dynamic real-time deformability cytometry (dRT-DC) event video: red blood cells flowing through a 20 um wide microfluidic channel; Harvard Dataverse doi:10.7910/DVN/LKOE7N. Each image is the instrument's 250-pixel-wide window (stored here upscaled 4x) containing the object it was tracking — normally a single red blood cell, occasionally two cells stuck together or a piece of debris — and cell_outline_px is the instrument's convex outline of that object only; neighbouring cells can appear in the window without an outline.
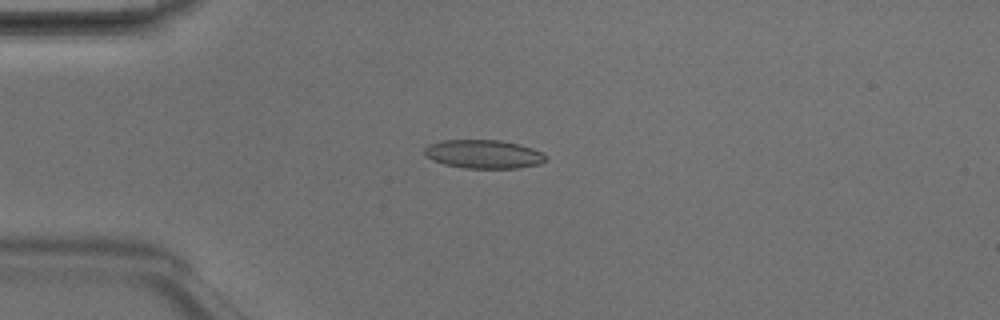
{"species": "Egyptian fruit bat (a non-hibernating species)", "species_latin": "Rousettus aegyptiacus", "temperature_condition": "room temperature", "stored_images_in_passage": 4, "camera_frame_rate_fps": 3000, "um_per_image_px": 0.085, "animal": {"sex": "male"}, "frame": {"image": 1, "passage_image": 3, "time_ms": 0.667, "image_size_px": [1000, 320], "cell_outline_px": [[548, 160], [540, 164], [516, 168], [464, 168], [444, 164], [432, 160], [424, 156], [424, 148], [428, 144], [440, 140], [500, 140], [520, 144], [532, 148], [548, 156]], "centroid_in_image_um": [41.09, 13.1], "position_along_channel_um": 43.9, "area_um2": 20.46}}
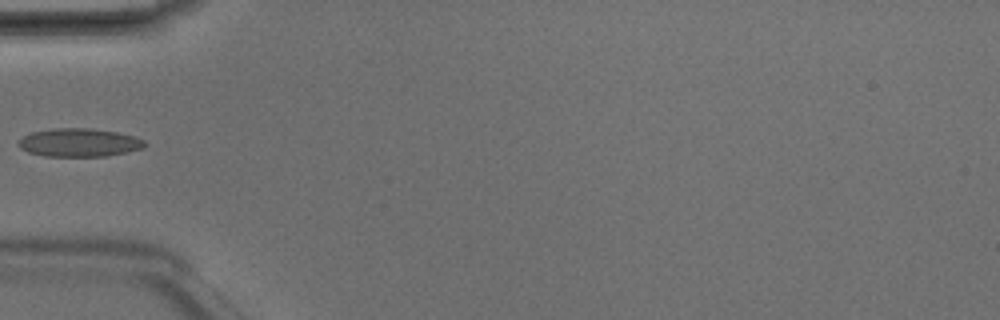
{"frame": {"image": 2, "passage_image": 4, "time_ms": 1.0, "image_size_px": [1000, 320], "cell_outline_px": [[144, 148], [128, 152], [104, 156], [44, 156], [28, 152], [20, 148], [16, 144], [24, 136], [32, 132], [52, 128], [92, 128], [116, 132], [136, 136], [144, 140]], "centroid_in_image_um": [6.73, 12.11], "position_along_channel_um": 78.3, "area_um2": 20.87}}